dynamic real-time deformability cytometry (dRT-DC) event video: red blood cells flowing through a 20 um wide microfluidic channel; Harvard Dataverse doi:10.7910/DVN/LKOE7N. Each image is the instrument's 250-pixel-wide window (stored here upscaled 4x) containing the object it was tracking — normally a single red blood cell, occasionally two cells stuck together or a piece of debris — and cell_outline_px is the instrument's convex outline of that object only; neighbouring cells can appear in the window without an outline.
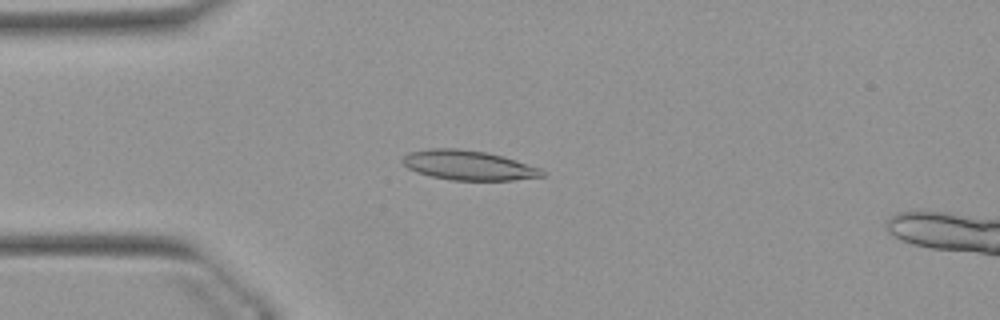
{"species": "Egyptian fruit bat (a non-hibernating species)", "species_latin": "Rousettus aegyptiacus", "temperature_condition": "warm", "stored_images_in_passage": 33, "camera_frame_rate_fps": 3000, "um_per_image_px": 0.085, "animal": {"sex": "female"}, "frame": {"image": 1, "passage_image": 4, "time_ms": 1.0, "image_size_px": [1000, 320], "cell_outline_px": [[544, 176], [512, 180], [452, 180], [432, 176], [416, 172], [408, 168], [400, 160], [408, 152], [428, 148], [456, 148], [484, 152], [500, 156], [540, 168], [544, 172]], "centroid_in_image_um": [39.75, 14.04], "position_along_channel_um": 45.3, "area_um2": 23.81}}
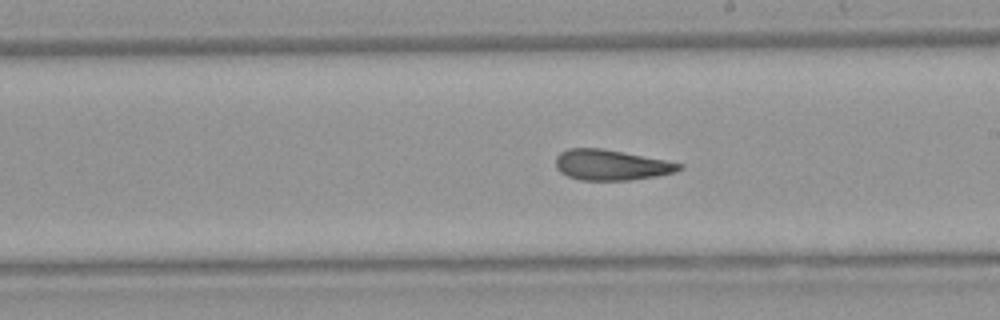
{"frame": {"image": 2, "passage_image": 20, "time_ms": 6.333, "image_size_px": [1000, 320], "cell_outline_px": [[684, 168], [676, 172], [656, 176], [628, 180], [580, 180], [568, 176], [560, 172], [556, 168], [556, 156], [560, 152], [568, 148], [600, 148], [664, 160], [684, 164]], "centroid_in_image_um": [51.94, 14.02], "position_along_channel_um": 237.1, "area_um2": 21.85}}
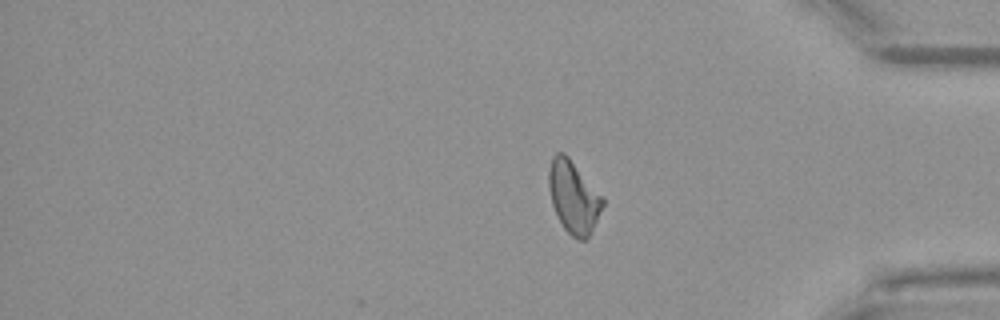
{"frame": {"image": 3, "passage_image": 33, "time_ms": 10.667, "image_size_px": [1000, 320], "cell_outline_px": [[604, 204], [588, 236], [584, 240], [580, 240], [572, 236], [564, 228], [552, 204], [548, 184], [548, 172], [552, 156], [556, 152], [564, 152], [568, 156], [604, 200]], "centroid_in_image_um": [48.71, 16.72], "position_along_channel_um": 386.5, "area_um2": 22.02}, "authors_computed_cell_mechanics": {"area_um2": 22.4842, "velocity_mm_per_s": 3.9042, "shape_relaxation_time_tau1_ms": null, "shape_relaxation_time_tau2_ms": 2.8541, "deformation_change_tau1": null, "deformation_change_tau2": 0.1033}}